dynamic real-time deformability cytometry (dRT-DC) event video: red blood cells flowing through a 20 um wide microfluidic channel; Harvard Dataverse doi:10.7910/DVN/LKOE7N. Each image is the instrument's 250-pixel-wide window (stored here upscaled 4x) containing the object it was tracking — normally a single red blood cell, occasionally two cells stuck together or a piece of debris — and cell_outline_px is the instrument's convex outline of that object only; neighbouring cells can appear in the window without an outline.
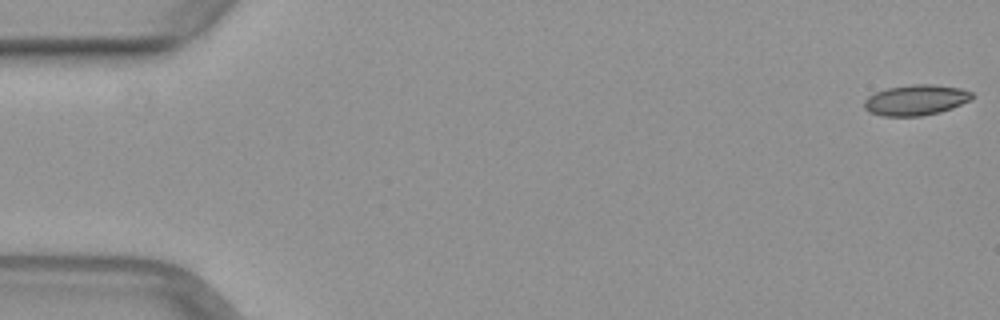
{"species": "common noctule bat (a hibernating species)", "species_latin": "Nyctalus noctula", "temperature_condition": "warm", "stored_images_in_passage": 11, "camera_frame_rate_fps": 3000, "um_per_image_px": 0.085, "animal": {"sex": "female", "body_mass_g": 29.2, "forearm_length_mm": 56.3}, "frame": {"image": 1, "passage_image": 1, "time_ms": 0.0, "image_size_px": [1000, 320], "cell_outline_px": [[972, 100], [952, 108], [940, 112], [920, 116], [884, 116], [868, 112], [864, 108], [864, 100], [868, 96], [876, 92], [888, 88], [912, 84], [932, 84], [960, 88], [972, 92]], "centroid_in_image_um": [77.84, 8.5], "position_along_channel_um": 7.2, "area_um2": 19.25}}